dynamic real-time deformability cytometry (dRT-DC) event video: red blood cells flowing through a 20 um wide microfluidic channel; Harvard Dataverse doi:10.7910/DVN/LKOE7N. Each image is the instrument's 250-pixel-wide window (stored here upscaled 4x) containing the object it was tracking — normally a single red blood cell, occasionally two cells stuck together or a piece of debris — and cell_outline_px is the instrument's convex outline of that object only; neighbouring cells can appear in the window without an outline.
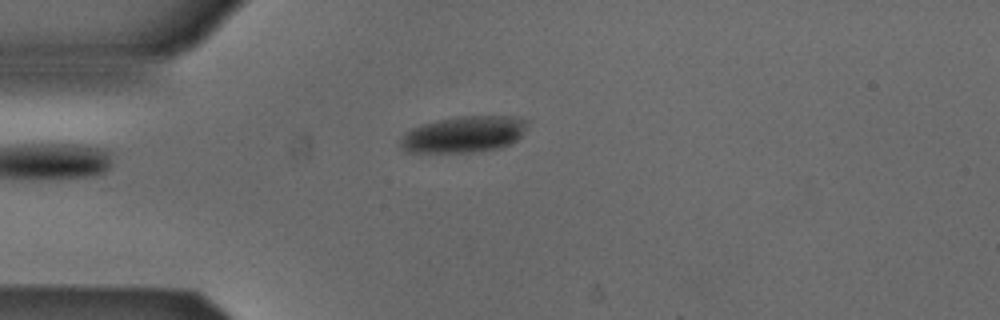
{"species": "Egyptian fruit bat (a non-hibernating species)", "species_latin": "Rousettus aegyptiacus", "temperature_condition": "cold", "stored_images_in_passage": 1, "camera_frame_rate_fps": 3000, "um_per_image_px": 0.085, "animal": {"sex": "male"}, "frame": {"image": 1, "passage_image": 1, "time_ms": 0.0, "image_size_px": [1000, 320], "cell_outline_px": [[524, 128], [520, 136], [512, 144], [500, 148], [472, 152], [404, 152], [400, 148], [400, 136], [404, 132], [420, 124], [436, 120], [460, 116], [512, 116], [524, 120]], "centroid_in_image_um": [39.33, 11.43], "position_along_channel_um": 45.7, "area_um2": 26.88}}